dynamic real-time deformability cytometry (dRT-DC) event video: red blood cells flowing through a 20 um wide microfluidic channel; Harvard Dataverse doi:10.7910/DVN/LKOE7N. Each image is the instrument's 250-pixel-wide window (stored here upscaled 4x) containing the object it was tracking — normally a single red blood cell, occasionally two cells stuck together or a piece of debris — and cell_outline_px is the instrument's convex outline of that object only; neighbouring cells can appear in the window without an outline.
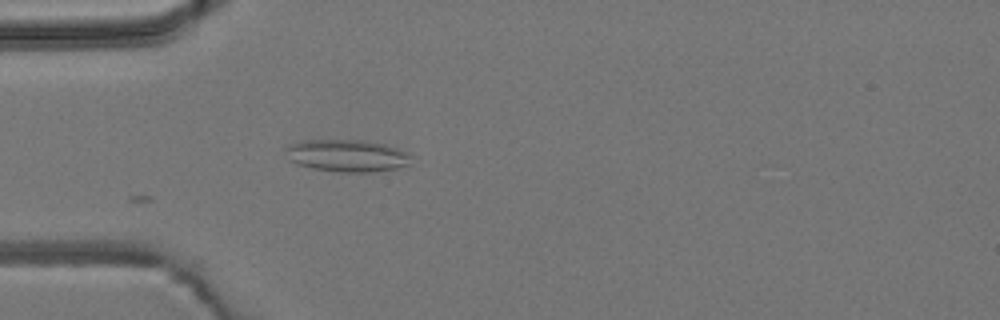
{"species": "common noctule bat (a hibernating species)", "species_latin": "Nyctalus noctula", "temperature_condition": "room temperature", "stored_images_in_passage": 5, "camera_frame_rate_fps": 3000, "um_per_image_px": 0.085, "animal": {"sex": "male", "body_mass_g": 19.2, "forearm_length_mm": 51.8}, "frame": {"image": 1, "passage_image": 5, "time_ms": 4.667, "image_size_px": [1000, 320], "cell_outline_px": [[408, 164], [396, 168], [372, 172], [340, 172], [312, 168], [296, 164], [288, 160], [284, 148], [288, 144], [304, 140], [364, 140], [384, 144], [396, 148], [404, 152], [408, 156]], "centroid_in_image_um": [29.38, 13.22], "position_along_channel_um": 55.6, "area_um2": 23.41}}